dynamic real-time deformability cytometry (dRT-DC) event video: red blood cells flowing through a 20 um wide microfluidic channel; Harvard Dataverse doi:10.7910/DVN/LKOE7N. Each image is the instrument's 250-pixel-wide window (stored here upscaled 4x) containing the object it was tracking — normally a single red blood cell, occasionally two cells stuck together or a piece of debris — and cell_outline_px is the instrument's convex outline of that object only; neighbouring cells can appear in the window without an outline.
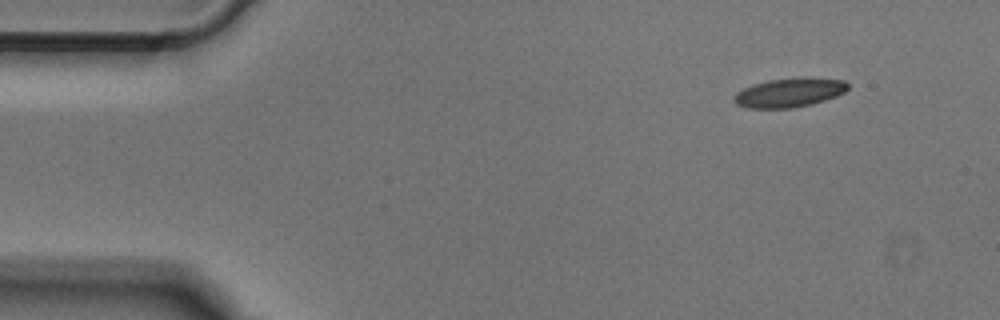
{"species": "Egyptian fruit bat (a non-hibernating species)", "species_latin": "Rousettus aegyptiacus", "temperature_condition": "cold", "stored_images_in_passage": 46, "camera_frame_rate_fps": 3000, "um_per_image_px": 0.085, "animal": {"sex": "male"}, "frame": {"image": 1, "passage_image": 1, "time_ms": 0.0, "image_size_px": [1000, 320], "cell_outline_px": [[848, 88], [844, 92], [836, 96], [824, 100], [792, 108], [748, 108], [736, 104], [732, 100], [732, 96], [736, 92], [752, 84], [768, 80], [804, 76], [808, 76], [844, 80], [848, 84]], "centroid_in_image_um": [67.07, 7.85], "position_along_channel_um": 17.9, "area_um2": 19.54}}
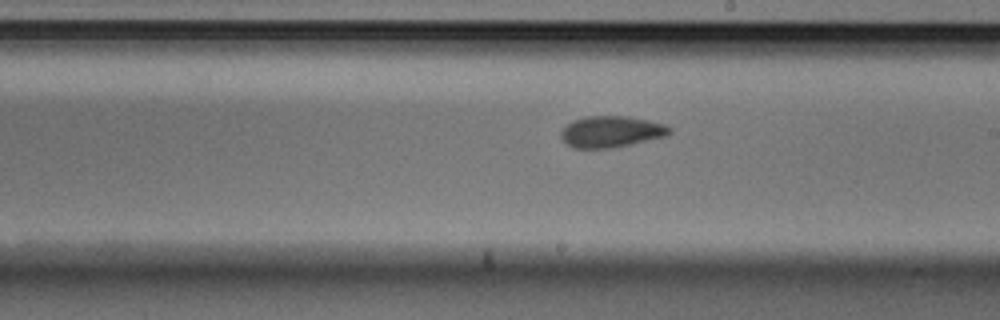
{"frame": {"image": 2, "passage_image": 24, "time_ms": 7.667, "image_size_px": [1000, 320], "cell_outline_px": [[672, 132], [668, 136], [612, 148], [572, 148], [560, 136], [560, 132], [572, 120], [588, 116], [628, 116], [648, 120], [664, 124], [672, 128]], "centroid_in_image_um": [51.98, 11.19], "position_along_channel_um": 237.0, "area_um2": 19.88}}
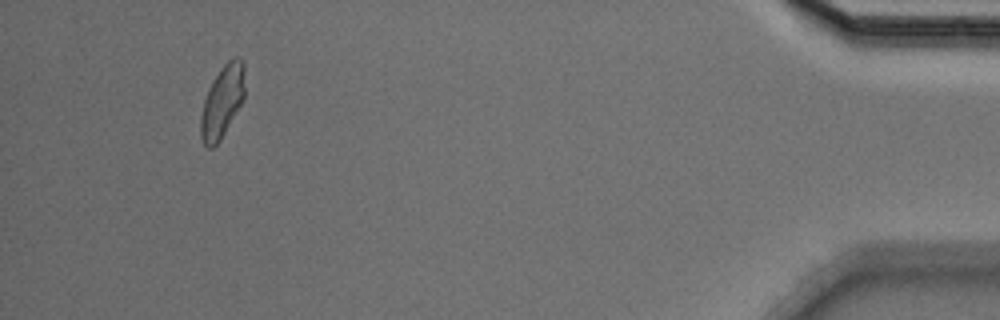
{"frame": {"image": 3, "passage_image": 43, "time_ms": 14.0, "image_size_px": [1000, 320], "cell_outline_px": [[244, 100], [220, 140], [212, 148], [208, 148], [204, 144], [200, 136], [200, 116], [204, 100], [208, 88], [212, 80], [220, 68], [228, 60], [236, 56], [240, 56], [244, 60]], "centroid_in_image_um": [18.9, 8.6], "position_along_channel_um": 416.3, "area_um2": 18.79}}